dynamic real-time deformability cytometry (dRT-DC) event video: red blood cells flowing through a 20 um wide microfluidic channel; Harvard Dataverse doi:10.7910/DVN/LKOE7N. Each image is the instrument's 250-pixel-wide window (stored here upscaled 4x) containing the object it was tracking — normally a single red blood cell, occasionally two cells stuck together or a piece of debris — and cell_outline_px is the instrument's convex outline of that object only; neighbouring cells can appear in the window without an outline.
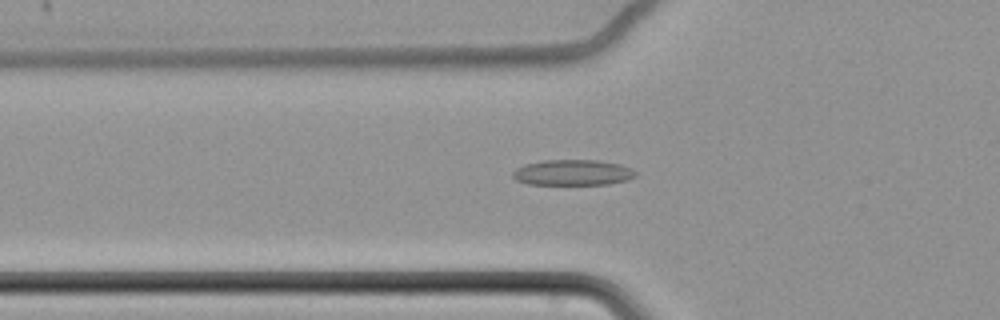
{"species": "common noctule bat (a hibernating species)", "species_latin": "Nyctalus noctula", "temperature_condition": "cold", "stored_images_in_passage": 64, "camera_frame_rate_fps": 3000, "um_per_image_px": 0.085, "animal": {"sex": "female", "body_mass_g": 22.7, "forearm_length_mm": 54.2}, "frame": {"image": 1, "passage_image": 25, "time_ms": 8.0, "image_size_px": [1000, 320], "cell_outline_px": [[636, 176], [628, 180], [608, 184], [528, 184], [516, 180], [512, 176], [512, 172], [516, 168], [524, 164], [544, 160], [596, 160], [620, 164], [632, 168], [636, 172]], "centroid_in_image_um": [48.68, 14.66], "position_along_channel_um": 77.1, "area_um2": 18.44}}
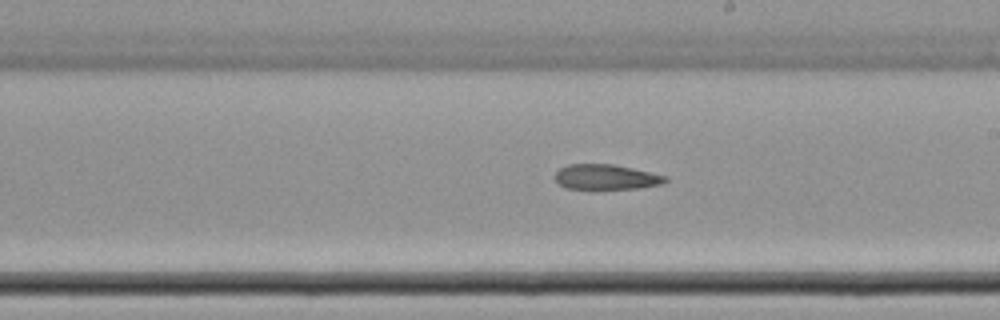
{"frame": {"image": 2, "passage_image": 39, "time_ms": 12.667, "image_size_px": [1000, 320], "cell_outline_px": [[668, 180], [660, 184], [640, 188], [564, 188], [556, 180], [556, 172], [560, 168], [568, 164], [612, 164], [632, 168], [668, 176]], "centroid_in_image_um": [51.53, 15.03], "position_along_channel_um": 237.5, "area_um2": 15.9}}
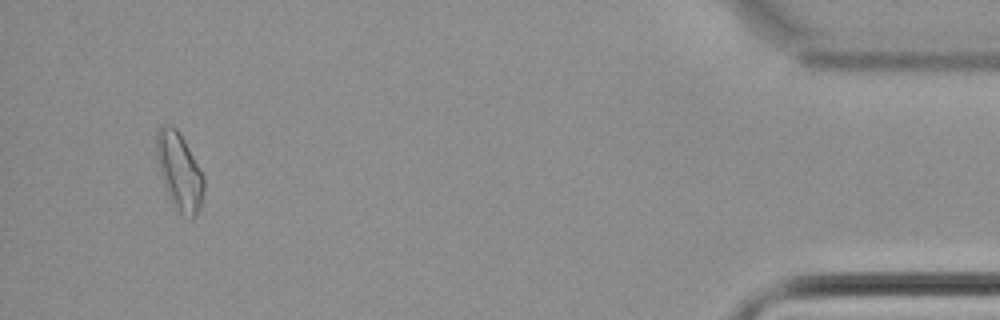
{"frame": {"image": 3, "passage_image": 61, "time_ms": 20.0, "image_size_px": [1000, 320], "cell_outline_px": [[204, 192], [200, 208], [196, 216], [192, 220], [180, 212], [172, 204], [168, 196], [160, 172], [156, 156], [156, 132], [160, 124], [168, 124], [176, 128], [184, 140], [204, 176]], "centroid_in_image_um": [15.24, 14.56], "position_along_channel_um": 420.0, "area_um2": 21.39}}